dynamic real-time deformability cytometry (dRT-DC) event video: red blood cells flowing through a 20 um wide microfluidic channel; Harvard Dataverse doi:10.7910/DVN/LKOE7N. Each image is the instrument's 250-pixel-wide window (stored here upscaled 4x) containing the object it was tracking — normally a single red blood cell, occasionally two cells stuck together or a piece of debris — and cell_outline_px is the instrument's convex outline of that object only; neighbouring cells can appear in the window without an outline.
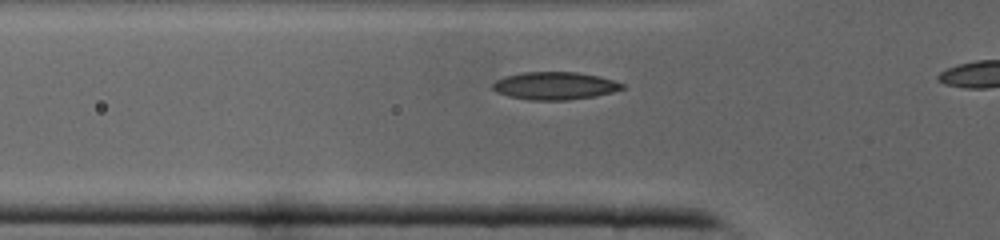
{"species": "common noctule bat (a hibernating species)", "species_latin": "Nyctalus noctula", "temperature_condition": "cold", "stored_images_in_passage": 12, "camera_frame_rate_fps": 3000, "um_per_image_px": 0.085, "animal": {"sex": "male", "body_mass_g": 19.0, "forearm_length_mm": 50.8}, "frame": {"image": 1, "passage_image": 10, "time_ms": 3.0, "image_size_px": [1000, 240], "cell_outline_px": [[624, 88], [612, 92], [592, 96], [568, 100], [528, 100], [508, 96], [496, 92], [492, 88], [492, 84], [496, 80], [504, 76], [524, 72], [576, 72], [600, 76], [624, 84]], "centroid_in_image_um": [47.12, 7.29], "position_along_channel_um": 78.7, "area_um2": 20.87}}